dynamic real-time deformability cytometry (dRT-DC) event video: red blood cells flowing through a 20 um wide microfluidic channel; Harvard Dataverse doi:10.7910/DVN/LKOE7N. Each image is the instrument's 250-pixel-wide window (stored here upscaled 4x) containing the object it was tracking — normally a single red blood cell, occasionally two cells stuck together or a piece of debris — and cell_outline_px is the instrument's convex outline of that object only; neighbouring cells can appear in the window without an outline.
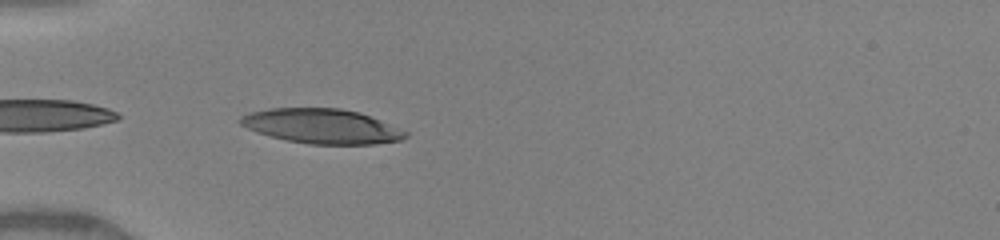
{"species": "human", "species_latin": "Homo sapiens", "temperature_condition": "warm", "stored_images_in_passage": 17, "camera_frame_rate_fps": 3000, "um_per_image_px": 0.085, "donor": {"sex": "female"}, "frame": {"image": 1, "passage_image": 2, "time_ms": 0.333, "image_size_px": [1000, 240], "cell_outline_px": [[408, 136], [400, 140], [376, 144], [308, 144], [288, 140], [256, 132], [240, 124], [240, 116], [248, 112], [268, 108], [340, 108], [360, 112], [408, 132]], "centroid_in_image_um": [27.34, 10.72], "position_along_channel_um": 57.7, "area_um2": 33.23}}
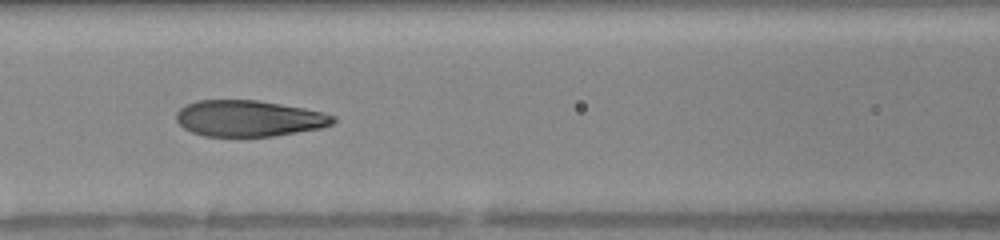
{"frame": {"image": 2, "passage_image": 15, "time_ms": 2.667, "image_size_px": [1000, 240], "cell_outline_px": [[336, 120], [332, 124], [320, 128], [272, 136], [204, 136], [192, 132], [184, 128], [176, 120], [176, 112], [184, 104], [196, 100], [256, 100], [304, 108], [324, 112], [336, 116]], "centroid_in_image_um": [21.13, 10.05], "position_along_channel_um": 145.5, "area_um2": 33.06}}